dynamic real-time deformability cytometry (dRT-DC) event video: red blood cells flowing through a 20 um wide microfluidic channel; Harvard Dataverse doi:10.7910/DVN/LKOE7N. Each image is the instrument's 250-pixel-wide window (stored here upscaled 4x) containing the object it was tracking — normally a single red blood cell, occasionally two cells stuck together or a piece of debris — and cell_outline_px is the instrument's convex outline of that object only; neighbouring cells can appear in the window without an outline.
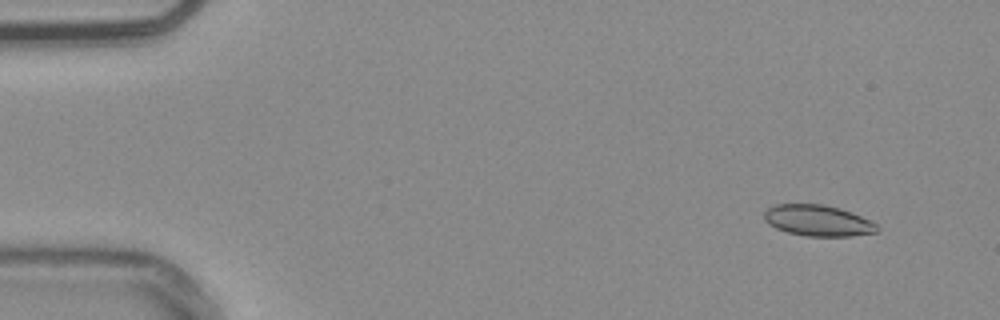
{"species": "common noctule bat (a hibernating species)", "species_latin": "Nyctalus noctula", "temperature_condition": "warm", "stored_images_in_passage": 54, "camera_frame_rate_fps": 3000, "um_per_image_px": 0.085, "animal": {"sex": "male", "body_mass_g": 20.4}, "frame": {"image": 1, "passage_image": 5, "time_ms": 1.333, "image_size_px": [1000, 320], "cell_outline_px": [[880, 232], [852, 236], [804, 236], [788, 232], [776, 228], [768, 224], [764, 220], [764, 212], [768, 208], [776, 204], [824, 204], [840, 208], [852, 212], [876, 224], [880, 228]], "centroid_in_image_um": [69.53, 18.75], "position_along_channel_um": 15.5, "area_um2": 20.58}}
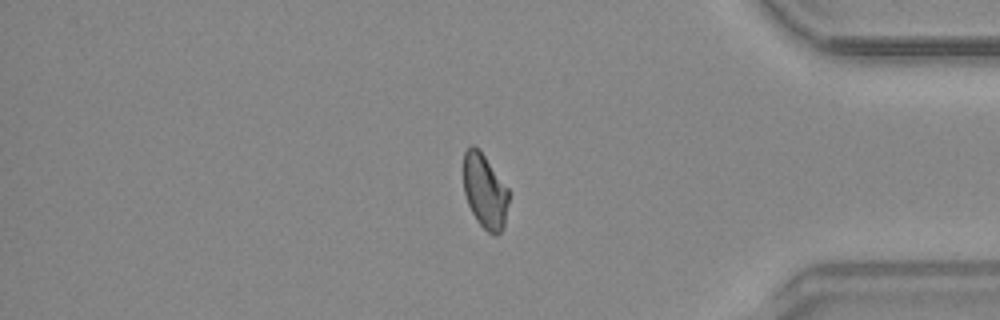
{"frame": {"image": 2, "passage_image": 46, "time_ms": 15.0, "image_size_px": [1000, 320], "cell_outline_px": [[508, 200], [504, 224], [500, 232], [496, 236], [488, 232], [476, 220], [468, 204], [464, 192], [464, 152], [472, 144], [484, 156], [508, 188]], "centroid_in_image_um": [41.2, 16.28], "position_along_channel_um": 394.0, "area_um2": 19.19}}
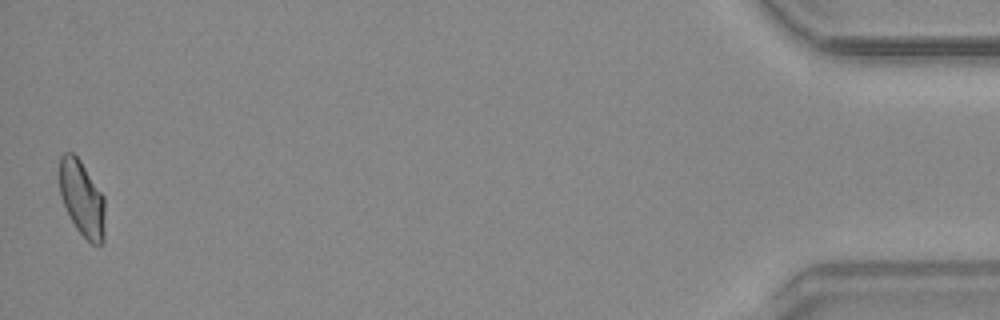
{"frame": {"image": 3, "passage_image": 54, "time_ms": 17.667, "image_size_px": [1000, 320], "cell_outline_px": [[104, 240], [100, 244], [92, 244], [76, 228], [60, 196], [60, 156], [64, 152], [72, 152], [80, 160], [104, 196]], "centroid_in_image_um": [6.97, 16.85], "position_along_channel_um": 428.2, "area_um2": 19.77}, "authors_computed_cell_mechanics": {"area_um2": 20.4323, "velocity_mm_per_s": 3.7773, "shape_relaxation_time_tau1_ms": null, "shape_relaxation_time_tau2_ms": 1.8782, "deformation_change_tau1": null, "deformation_change_tau2": 0.0709}}